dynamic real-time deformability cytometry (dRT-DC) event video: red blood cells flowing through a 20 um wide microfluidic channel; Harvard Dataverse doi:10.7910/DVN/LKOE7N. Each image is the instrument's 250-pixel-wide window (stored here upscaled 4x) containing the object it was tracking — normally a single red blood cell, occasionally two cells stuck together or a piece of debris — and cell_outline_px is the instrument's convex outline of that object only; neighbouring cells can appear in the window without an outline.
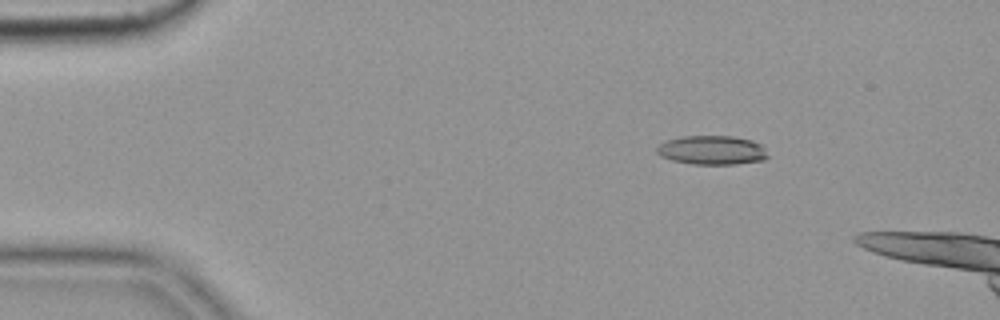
{"species": "common noctule bat (a hibernating species)", "species_latin": "Nyctalus noctula", "temperature_condition": "cold", "stored_images_in_passage": 43, "camera_frame_rate_fps": 3000, "um_per_image_px": 0.085, "animal": {"sex": "female", "body_mass_g": 19.9}, "frame": {"image": 1, "passage_image": 1, "time_ms": 0.0, "image_size_px": [1000, 320], "cell_outline_px": [[768, 156], [764, 160], [736, 164], [692, 164], [672, 160], [660, 156], [656, 152], [656, 148], [660, 144], [668, 140], [684, 136], [732, 136], [752, 140], [760, 144], [764, 148]], "centroid_in_image_um": [60.52, 12.76], "position_along_channel_um": 24.5, "area_um2": 18.73}}
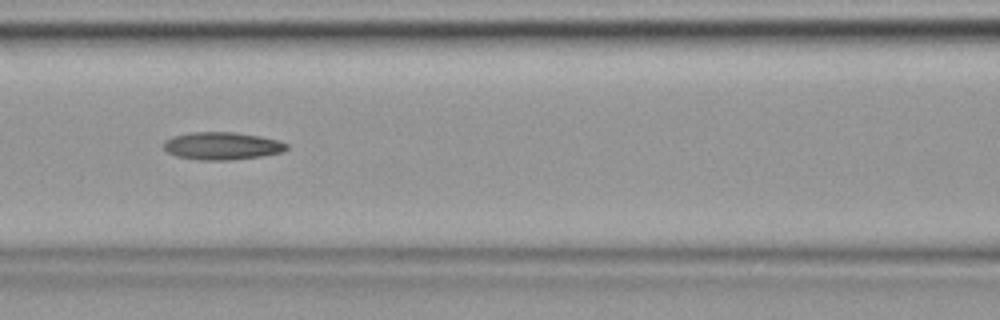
{"frame": {"image": 2, "passage_image": 17, "time_ms": 5.333, "image_size_px": [1000, 320], "cell_outline_px": [[288, 148], [284, 152], [260, 156], [228, 160], [200, 160], [176, 156], [168, 152], [164, 148], [164, 140], [172, 136], [192, 132], [232, 132], [260, 136], [276, 140], [288, 144]], "centroid_in_image_um": [18.86, 12.4], "position_along_channel_um": 147.7, "area_um2": 19.71}}
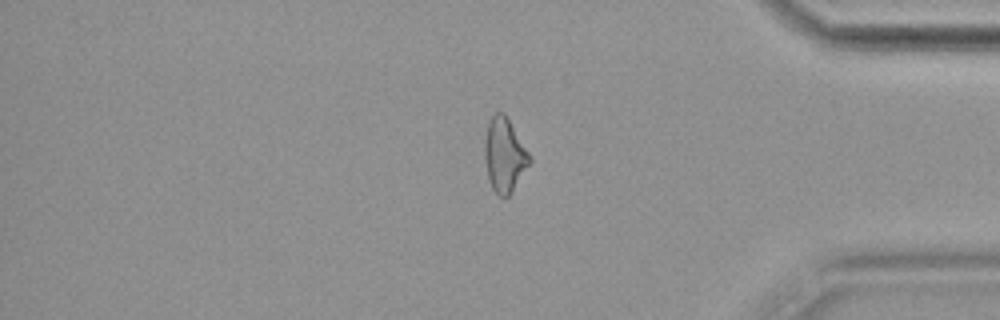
{"frame": {"image": 3, "passage_image": 39, "time_ms": 12.667, "image_size_px": [1000, 320], "cell_outline_px": [[532, 160], [512, 192], [504, 200], [492, 188], [488, 180], [484, 160], [484, 140], [488, 124], [492, 116], [496, 112], [504, 112], [528, 152]], "centroid_in_image_um": [42.85, 13.21], "position_along_channel_um": 392.3, "area_um2": 19.36}}